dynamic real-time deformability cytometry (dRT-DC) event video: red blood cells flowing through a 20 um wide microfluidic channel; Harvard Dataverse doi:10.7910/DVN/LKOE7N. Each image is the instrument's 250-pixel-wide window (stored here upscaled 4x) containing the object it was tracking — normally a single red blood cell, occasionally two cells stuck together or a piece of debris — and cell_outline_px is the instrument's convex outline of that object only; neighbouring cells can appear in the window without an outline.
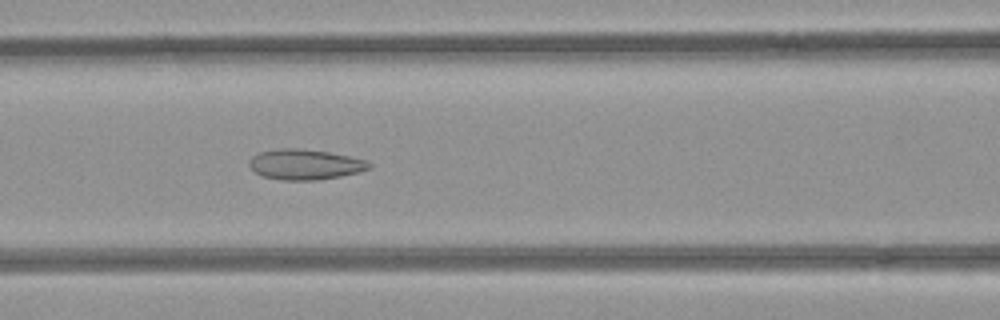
{"species": "common noctule bat (a hibernating species)", "species_latin": "Nyctalus noctula", "temperature_condition": "room temperature", "stored_images_in_passage": 53, "segment_of_instrument_passage": [1, 2], "camera_frame_rate_fps": 3000, "um_per_image_px": 0.085, "animal": {"sex": "female", "body_mass_g": 21.9}, "frame": {"image": 1, "passage_image": 22, "time_ms": 7.0, "image_size_px": [1000, 320], "cell_outline_px": [[372, 168], [340, 176], [320, 180], [284, 180], [260, 176], [248, 164], [248, 160], [252, 156], [260, 152], [276, 148], [296, 148], [328, 152], [368, 160], [372, 164]], "centroid_in_image_um": [25.91, 13.97], "position_along_channel_um": 140.7, "area_um2": 21.27}}
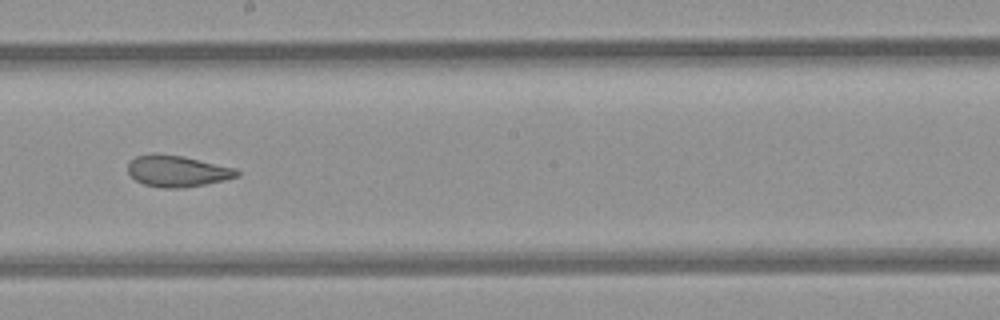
{"frame": {"image": 2, "passage_image": 29, "time_ms": 9.333, "image_size_px": [1000, 320], "cell_outline_px": [[240, 176], [224, 180], [184, 188], [164, 188], [144, 184], [136, 180], [128, 172], [128, 164], [136, 156], [152, 152], [156, 152], [184, 156], [236, 168], [240, 172]], "centroid_in_image_um": [15.08, 14.52], "position_along_channel_um": 233.1, "area_um2": 20.11}}
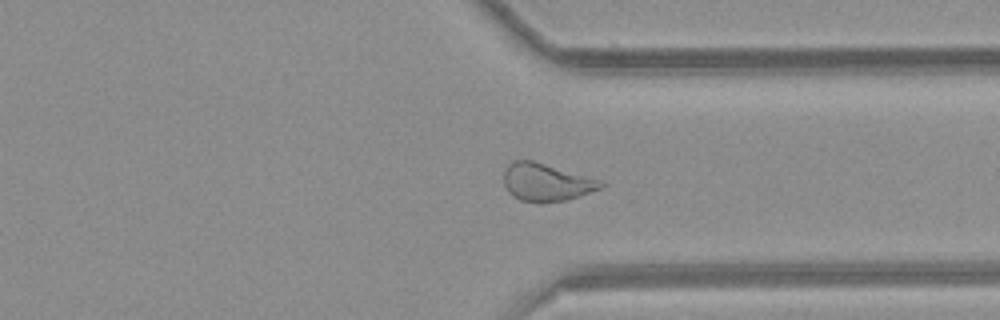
{"frame": {"image": 3, "passage_image": 39, "time_ms": 12.667, "image_size_px": [1000, 320], "cell_outline_px": [[604, 184], [600, 188], [568, 200], [544, 204], [520, 200], [512, 196], [508, 192], [504, 184], [504, 172], [508, 164], [516, 160], [532, 160], [604, 180]], "centroid_in_image_um": [46.44, 15.51], "position_along_channel_um": 365.0, "area_um2": 21.62}}